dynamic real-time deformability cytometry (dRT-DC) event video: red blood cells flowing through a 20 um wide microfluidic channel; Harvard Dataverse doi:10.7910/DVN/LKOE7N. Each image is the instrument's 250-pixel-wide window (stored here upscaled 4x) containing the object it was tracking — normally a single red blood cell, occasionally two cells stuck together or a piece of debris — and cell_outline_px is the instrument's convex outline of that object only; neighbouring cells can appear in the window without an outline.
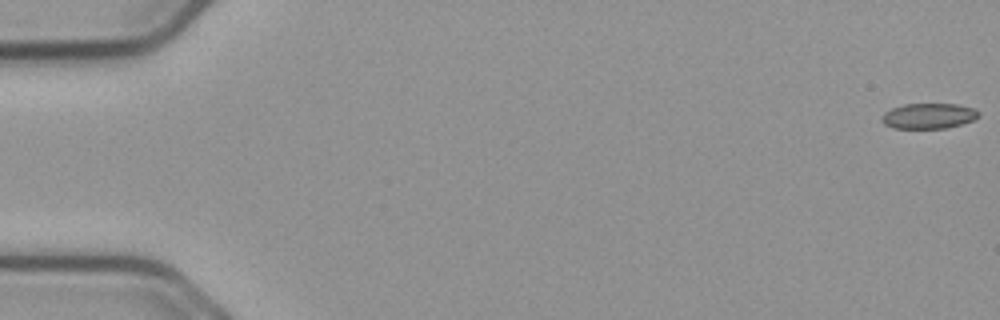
{"species": "common noctule bat (a hibernating species)", "species_latin": "Nyctalus noctula", "temperature_condition": "cold", "stored_images_in_passage": 56, "camera_frame_rate_fps": 3000, "um_per_image_px": 0.085, "animal": {"sex": "male", "body_mass_g": 23.1, "forearm_length_mm": 52.7}, "frame": {"image": 1, "passage_image": 1, "time_ms": 0.0, "image_size_px": [1000, 320], "cell_outline_px": [[980, 116], [972, 120], [960, 124], [944, 128], [892, 128], [884, 124], [880, 120], [880, 116], [884, 112], [892, 108], [904, 104], [956, 104], [976, 108], [980, 112]], "centroid_in_image_um": [78.91, 9.85], "position_along_channel_um": 6.1, "area_um2": 14.45}}
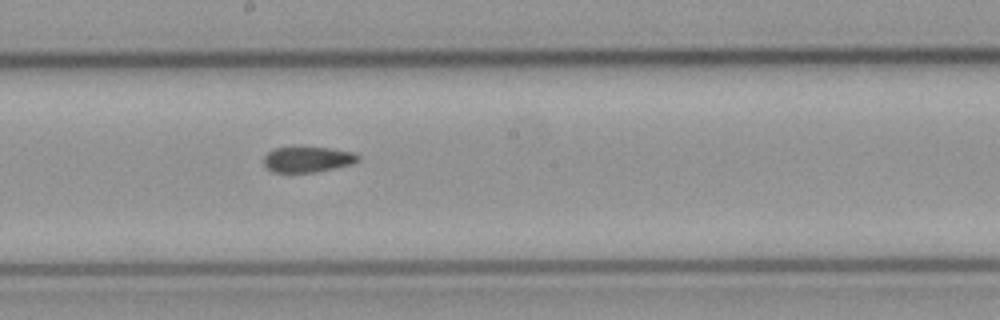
{"frame": {"image": 2, "passage_image": 31, "time_ms": 10.0, "image_size_px": [1000, 320], "cell_outline_px": [[360, 160], [352, 164], [316, 172], [272, 172], [264, 164], [264, 156], [268, 152], [276, 148], [328, 148], [352, 152], [360, 156]], "centroid_in_image_um": [26.16, 13.56], "position_along_channel_um": 222.0, "area_um2": 13.81}}
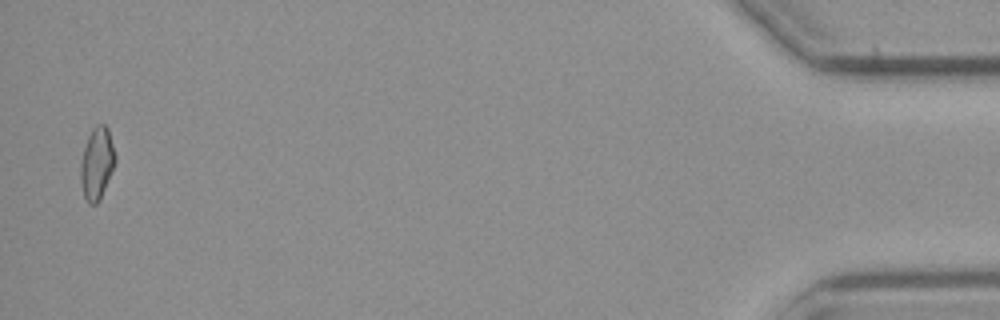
{"frame": {"image": 3, "passage_image": 55, "time_ms": 18.0, "image_size_px": [1000, 320], "cell_outline_px": [[116, 160], [100, 200], [96, 204], [88, 204], [84, 196], [80, 180], [80, 164], [84, 148], [88, 136], [92, 128], [96, 124], [104, 124], [108, 128], [116, 156]], "centroid_in_image_um": [8.23, 13.88], "position_along_channel_um": 427.0, "area_um2": 14.57}, "authors_computed_cell_mechanics": {"area_um2": 14.7101, "velocity_mm_per_s": 3.7352, "shape_relaxation_time_tau1_ms": null, "shape_relaxation_time_tau2_ms": 3.6055, "deformation_change_tau1": null, "deformation_change_tau2": 0.0896}}